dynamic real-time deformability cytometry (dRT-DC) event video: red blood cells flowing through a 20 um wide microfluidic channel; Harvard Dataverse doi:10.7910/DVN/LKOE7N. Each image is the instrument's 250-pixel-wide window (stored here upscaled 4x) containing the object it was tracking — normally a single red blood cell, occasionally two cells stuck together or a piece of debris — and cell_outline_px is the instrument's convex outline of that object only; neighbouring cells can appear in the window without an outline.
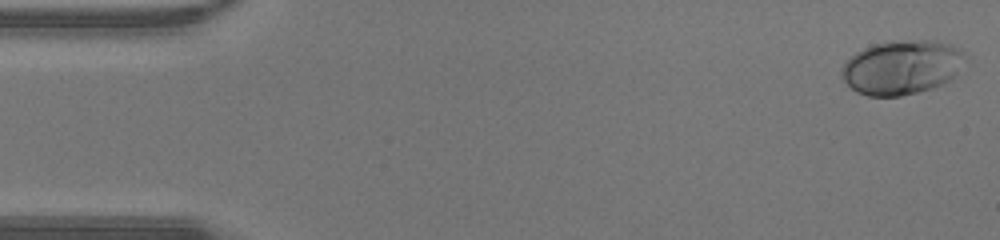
{"species": "human", "species_latin": "Homo sapiens", "temperature_condition": "warm", "stored_images_in_passage": 14, "camera_frame_rate_fps": 3000, "um_per_image_px": 0.085, "donor": {"sex": "male"}, "frame": {"image": 1, "passage_image": 1, "time_ms": 0.0, "image_size_px": [1000, 240], "cell_outline_px": [[968, 60], [944, 84], [932, 88], [900, 96], [868, 96], [856, 92], [844, 80], [840, 68], [856, 52], [872, 44], [920, 40], [936, 40], [952, 44], [960, 48], [964, 52]], "centroid_in_image_um": [76.69, 5.72], "position_along_channel_um": 8.3, "area_um2": 38.9}}
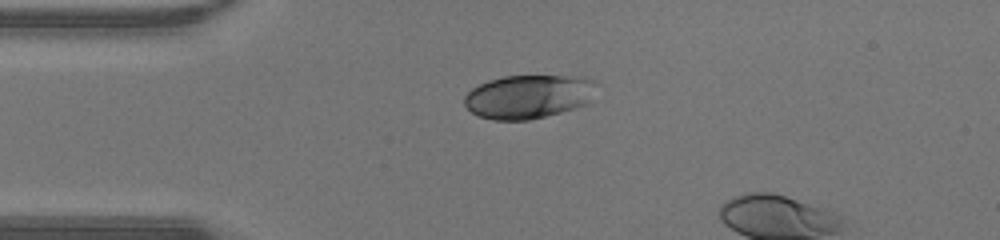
{"frame": {"image": 2, "passage_image": 11, "time_ms": 3.333, "image_size_px": [1000, 240], "cell_outline_px": [[596, 84], [588, 104], [576, 108], [528, 120], [492, 120], [476, 116], [464, 104], [464, 96], [472, 88], [488, 80], [504, 76], [584, 76], [592, 80]], "centroid_in_image_um": [44.9, 8.21], "position_along_channel_um": 40.1, "area_um2": 33.7}}